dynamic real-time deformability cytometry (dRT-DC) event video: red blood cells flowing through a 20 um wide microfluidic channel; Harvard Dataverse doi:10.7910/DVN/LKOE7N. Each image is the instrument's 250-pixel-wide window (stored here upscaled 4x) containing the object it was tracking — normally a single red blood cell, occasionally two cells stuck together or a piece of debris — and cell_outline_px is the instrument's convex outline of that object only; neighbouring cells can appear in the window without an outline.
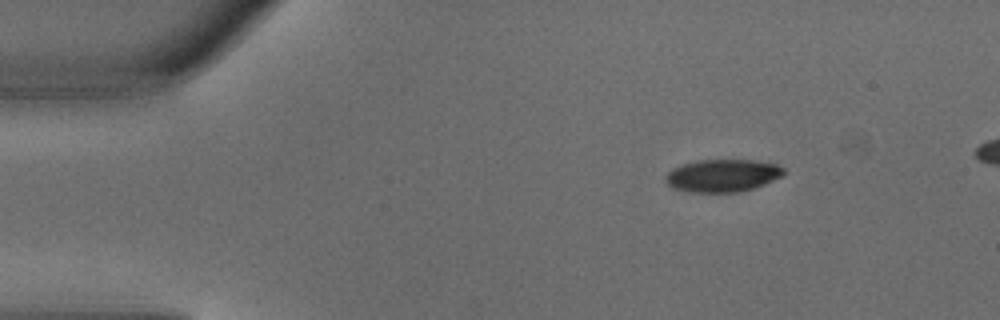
{"species": "common noctule bat (a hibernating species)", "species_latin": "Nyctalus noctula", "temperature_condition": "warm", "stored_images_in_passage": 4, "camera_frame_rate_fps": 3000, "um_per_image_px": 0.085, "animal": {"sex": "male", "body_mass_g": 18.8}, "frame": {"image": 1, "passage_image": 1, "time_ms": 0.0, "image_size_px": [1000, 320], "cell_outline_px": [[784, 176], [764, 184], [740, 192], [692, 192], [672, 188], [664, 180], [664, 176], [672, 168], [680, 164], [700, 160], [756, 160], [776, 164], [784, 168]], "centroid_in_image_um": [61.4, 14.92], "position_along_channel_um": 23.6, "area_um2": 22.6}}